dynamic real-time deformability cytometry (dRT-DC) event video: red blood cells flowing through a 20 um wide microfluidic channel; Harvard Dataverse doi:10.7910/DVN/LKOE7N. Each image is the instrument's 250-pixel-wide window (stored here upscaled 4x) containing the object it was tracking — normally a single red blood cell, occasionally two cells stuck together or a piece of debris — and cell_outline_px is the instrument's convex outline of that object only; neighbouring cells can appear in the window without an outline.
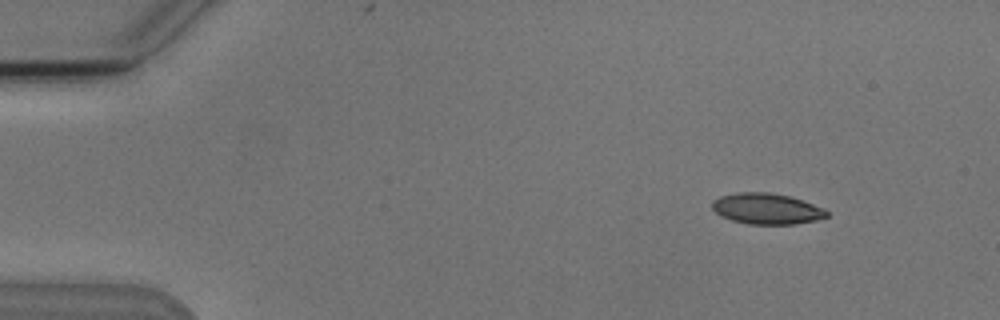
{"species": "Egyptian fruit bat (a non-hibernating species)", "species_latin": "Rousettus aegyptiacus", "temperature_condition": "cold", "stored_images_in_passage": 6, "camera_frame_rate_fps": 3000, "um_per_image_px": 0.085, "animal": {"sex": "male"}, "frame": {"image": 1, "passage_image": 2, "time_ms": 1.333, "image_size_px": [1000, 320], "cell_outline_px": [[828, 216], [816, 220], [792, 224], [748, 224], [732, 220], [720, 216], [712, 208], [712, 200], [720, 196], [736, 192], [768, 192], [792, 196], [824, 208], [828, 212]], "centroid_in_image_um": [65.15, 17.73], "position_along_channel_um": 19.8, "area_um2": 20.75}}